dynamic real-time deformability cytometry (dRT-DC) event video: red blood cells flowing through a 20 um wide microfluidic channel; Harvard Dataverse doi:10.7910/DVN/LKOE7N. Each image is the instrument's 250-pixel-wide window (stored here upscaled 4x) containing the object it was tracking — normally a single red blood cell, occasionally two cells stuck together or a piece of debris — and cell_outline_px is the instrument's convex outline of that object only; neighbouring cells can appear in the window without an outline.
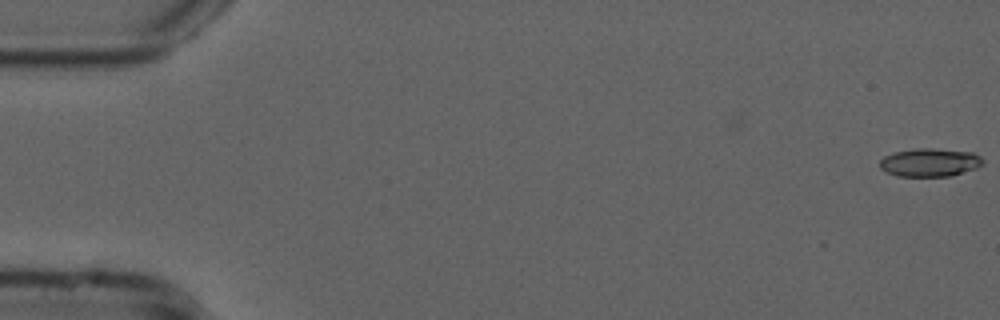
{"species": "common noctule bat (a hibernating species)", "species_latin": "Nyctalus noctula", "temperature_condition": "cold", "stored_images_in_passage": 4, "camera_frame_rate_fps": 3000, "um_per_image_px": 0.085, "animal": {"sex": "male", "forearm_length_mm": 52.5}, "frame": {"image": 1, "passage_image": 4, "time_ms": 1.0, "image_size_px": [1000, 320], "cell_outline_px": [[984, 164], [976, 168], [952, 176], [896, 176], [884, 172], [880, 168], [880, 160], [884, 156], [896, 152], [916, 148], [932, 148], [972, 152], [980, 156], [984, 160]], "centroid_in_image_um": [79.04, 13.81], "position_along_channel_um": 6.0, "area_um2": 17.11}}